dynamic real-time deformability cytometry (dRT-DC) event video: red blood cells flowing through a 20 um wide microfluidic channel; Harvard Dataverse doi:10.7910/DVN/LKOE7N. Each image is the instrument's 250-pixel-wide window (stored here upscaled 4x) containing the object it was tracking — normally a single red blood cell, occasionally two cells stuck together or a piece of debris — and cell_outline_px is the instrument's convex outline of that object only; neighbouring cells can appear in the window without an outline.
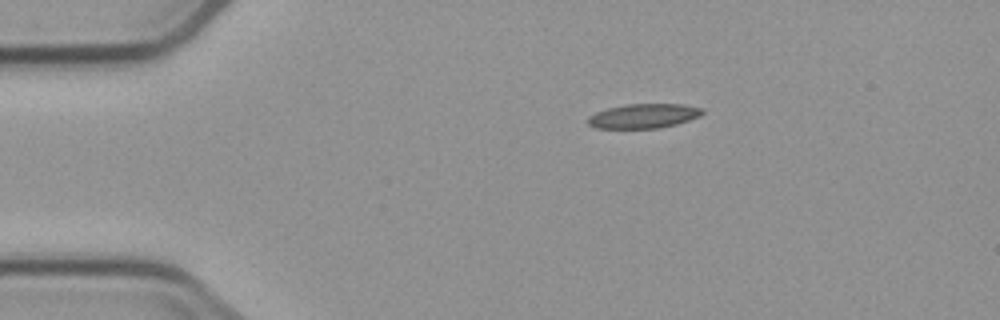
{"species": "common noctule bat (a hibernating species)", "species_latin": "Nyctalus noctula", "temperature_condition": "cold", "stored_images_in_passage": 5, "camera_frame_rate_fps": 3000, "um_per_image_px": 0.085, "animal": {"sex": "male", "body_mass_g": 23.1, "forearm_length_mm": 52.7}, "frame": {"image": 1, "passage_image": 1, "time_ms": 0.0, "image_size_px": [1000, 320], "cell_outline_px": [[704, 112], [700, 116], [676, 124], [660, 128], [596, 128], [588, 124], [588, 116], [596, 112], [608, 108], [628, 104], [684, 104], [704, 108]], "centroid_in_image_um": [54.73, 9.85], "position_along_channel_um": 30.3, "area_um2": 16.3}}
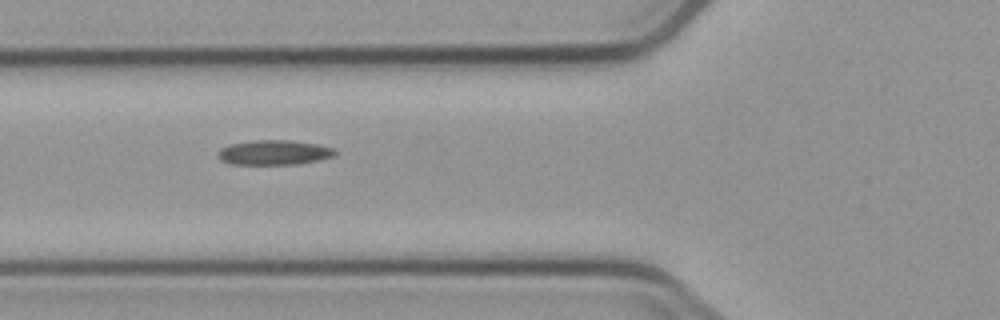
{"frame": {"image": 2, "passage_image": 4, "time_ms": 3.333, "image_size_px": [1000, 320], "cell_outline_px": [[336, 152], [332, 156], [316, 160], [296, 164], [232, 164], [220, 160], [216, 152], [220, 148], [232, 144], [252, 140], [292, 140], [316, 144], [332, 148]], "centroid_in_image_um": [23.23, 12.95], "position_along_channel_um": 102.6, "area_um2": 16.7}}
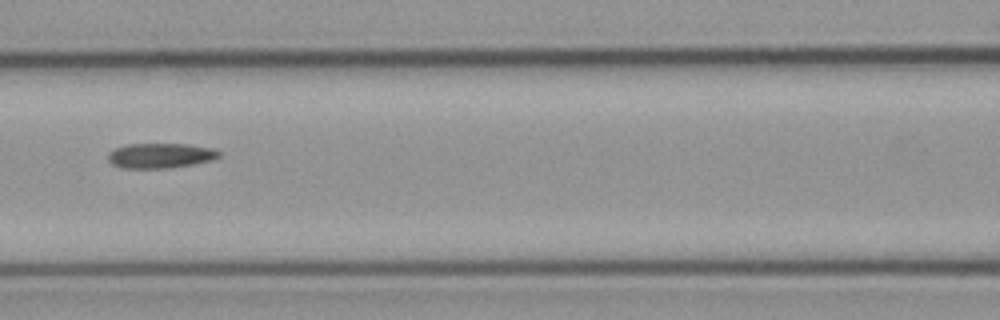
{"frame": {"image": 3, "passage_image": 5, "time_ms": 4.667, "image_size_px": [1000, 320], "cell_outline_px": [[220, 156], [212, 160], [192, 164], [168, 168], [120, 168], [112, 164], [108, 160], [108, 152], [116, 148], [128, 144], [184, 144], [208, 148], [220, 152]], "centroid_in_image_um": [13.57, 13.23], "position_along_channel_um": 153.0, "area_um2": 15.95}}